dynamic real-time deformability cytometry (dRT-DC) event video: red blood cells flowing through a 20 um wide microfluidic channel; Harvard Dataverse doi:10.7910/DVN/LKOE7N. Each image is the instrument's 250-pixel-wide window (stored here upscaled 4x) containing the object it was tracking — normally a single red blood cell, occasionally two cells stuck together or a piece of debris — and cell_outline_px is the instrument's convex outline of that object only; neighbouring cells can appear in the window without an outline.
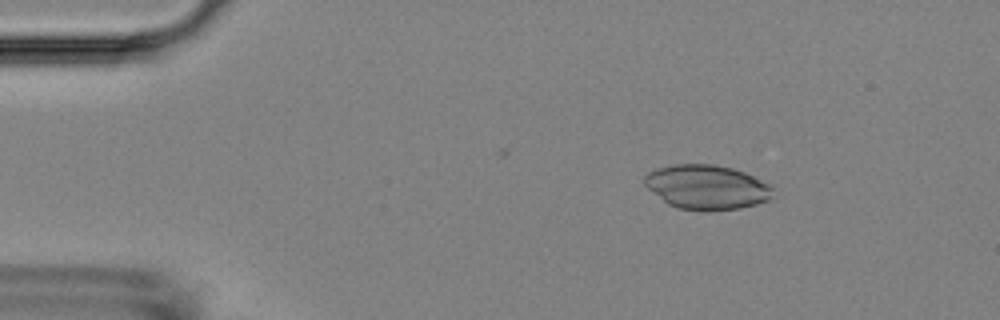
{"species": "Egyptian fruit bat (a non-hibernating species)", "species_latin": "Rousettus aegyptiacus", "temperature_condition": "room temperature", "stored_images_in_passage": 3, "camera_frame_rate_fps": 3000, "um_per_image_px": 0.085, "animal": {"sex": "female"}, "frame": {"image": 1, "passage_image": 1, "time_ms": 0.0, "image_size_px": [1000, 320], "cell_outline_px": [[772, 196], [768, 200], [756, 204], [740, 208], [708, 212], [676, 208], [668, 204], [648, 188], [644, 184], [644, 176], [648, 172], [660, 168], [676, 164], [712, 164], [732, 168], [744, 172], [772, 184]], "centroid_in_image_um": [60.09, 15.92], "position_along_channel_um": 24.9, "area_um2": 33.41}}